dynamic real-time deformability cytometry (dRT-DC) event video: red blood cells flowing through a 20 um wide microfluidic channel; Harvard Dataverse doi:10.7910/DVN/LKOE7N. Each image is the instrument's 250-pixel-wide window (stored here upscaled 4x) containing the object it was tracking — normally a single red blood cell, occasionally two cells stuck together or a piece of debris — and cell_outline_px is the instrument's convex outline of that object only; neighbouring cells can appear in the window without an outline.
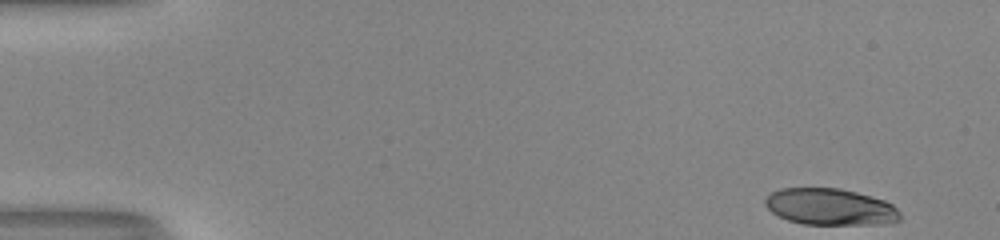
{"species": "human", "species_latin": "Homo sapiens", "temperature_condition": "room temperature", "stored_images_in_passage": 49, "camera_frame_rate_fps": 3000, "um_per_image_px": 0.085, "donor": {"sex": "male"}, "frame": {"image": 1, "passage_image": 1, "time_ms": 0.0, "image_size_px": [1000, 240], "cell_outline_px": [[900, 220], [884, 224], [804, 224], [788, 220], [772, 212], [764, 204], [764, 200], [772, 192], [780, 188], [840, 188], [856, 192], [884, 200], [892, 204], [900, 212]], "centroid_in_image_um": [70.57, 17.58], "position_along_channel_um": 14.4, "area_um2": 28.67}}
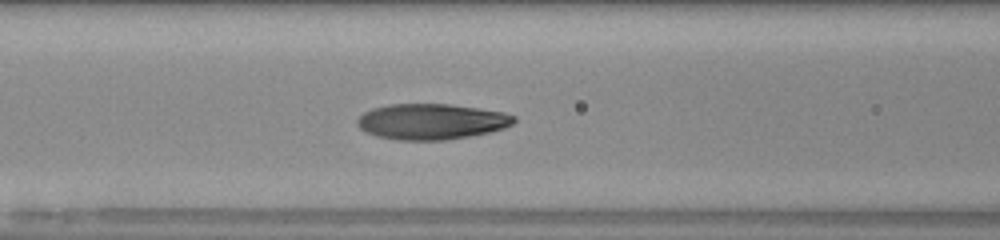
{"frame": {"image": 2, "passage_image": 20, "time_ms": 6.333, "image_size_px": [1000, 240], "cell_outline_px": [[516, 120], [512, 124], [504, 128], [488, 132], [468, 136], [444, 140], [396, 140], [376, 136], [360, 128], [356, 124], [356, 120], [364, 112], [372, 108], [388, 104], [448, 104], [504, 112], [516, 116]], "centroid_in_image_um": [36.65, 10.33], "position_along_channel_um": 130.0, "area_um2": 32.54}}
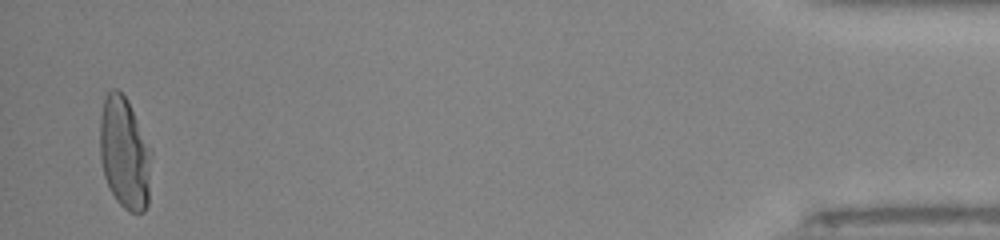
{"frame": {"image": 3, "passage_image": 48, "time_ms": 15.667, "image_size_px": [1000, 240], "cell_outline_px": [[152, 156], [148, 204], [144, 212], [128, 212], [116, 200], [108, 188], [104, 176], [100, 160], [100, 116], [104, 96], [112, 88], [116, 88], [128, 100], [152, 148]], "centroid_in_image_um": [10.6, 13.01], "position_along_channel_um": 424.6, "area_um2": 34.33}, "authors_computed_cell_mechanics": {"area_um2": 31.9634, "velocity_mm_per_s": 4.0573, "shape_relaxation_time_tau1_ms": 4.4521, "shape_relaxation_time_tau2_ms": null, "deformation_change_tau1": 0.251, "deformation_change_tau2": null}}